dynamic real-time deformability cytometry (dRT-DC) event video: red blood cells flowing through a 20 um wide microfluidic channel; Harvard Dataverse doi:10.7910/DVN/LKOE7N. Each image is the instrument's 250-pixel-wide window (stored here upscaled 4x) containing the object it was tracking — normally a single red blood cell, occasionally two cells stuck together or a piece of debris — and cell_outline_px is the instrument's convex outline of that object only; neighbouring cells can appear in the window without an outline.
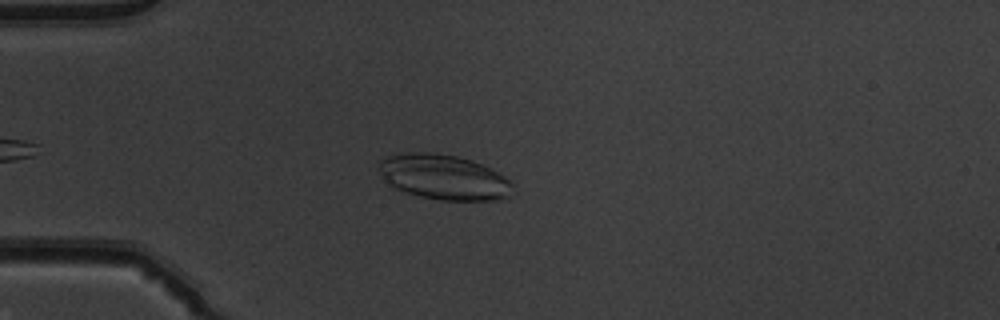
{"species": "common noctule bat (a hibernating species)", "species_latin": "Nyctalus noctula", "temperature_condition": "warm", "stored_images_in_passage": 41, "camera_frame_rate_fps": 3000, "um_per_image_px": 0.085, "animal": {"sex": "male", "body_mass_g": 19.5, "forearm_length_mm": 54.6}, "frame": {"image": 1, "passage_image": 7, "time_ms": 2.0, "image_size_px": [1000, 320], "cell_outline_px": [[516, 192], [512, 196], [500, 200], [440, 200], [420, 196], [396, 188], [388, 184], [384, 180], [380, 172], [380, 160], [384, 156], [408, 152], [432, 152], [456, 156], [472, 160], [504, 176], [512, 184]], "centroid_in_image_um": [37.75, 15.06], "position_along_channel_um": 47.3, "area_um2": 35.2}}
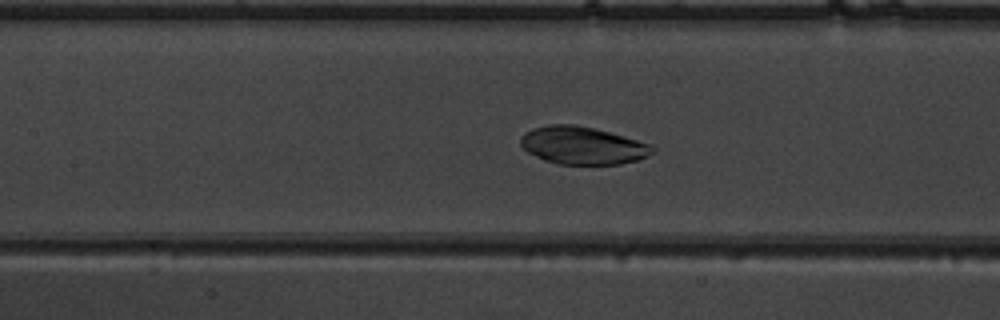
{"frame": {"image": 2, "passage_image": 17, "time_ms": 5.333, "image_size_px": [1000, 320], "cell_outline_px": [[656, 152], [648, 156], [636, 160], [620, 164], [560, 164], [544, 160], [528, 152], [520, 144], [520, 136], [524, 132], [532, 128], [548, 124], [572, 124], [592, 128], [608, 132], [636, 140], [648, 144], [656, 148]], "centroid_in_image_um": [49.49, 12.36], "position_along_channel_um": 157.9, "area_um2": 28.78}}
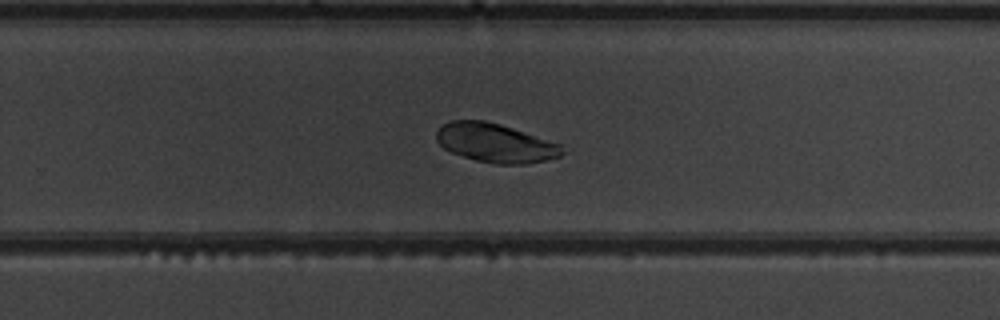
{"frame": {"image": 3, "passage_image": 27, "time_ms": 8.667, "image_size_px": [1000, 320], "cell_outline_px": [[564, 152], [560, 156], [528, 164], [492, 164], [476, 160], [452, 152], [444, 148], [436, 140], [436, 132], [448, 120], [484, 120], [500, 124], [560, 144]], "centroid_in_image_um": [42.09, 12.15], "position_along_channel_um": 287.7, "area_um2": 28.26}, "authors_computed_cell_mechanics": {"area_um2": 29.2468, "velocity_mm_per_s": 3.9077, "shape_relaxation_time_tau1_ms": null, "shape_relaxation_time_tau2_ms": 2.5649, "deformation_change_tau1": null, "deformation_change_tau2": 0.0479}}